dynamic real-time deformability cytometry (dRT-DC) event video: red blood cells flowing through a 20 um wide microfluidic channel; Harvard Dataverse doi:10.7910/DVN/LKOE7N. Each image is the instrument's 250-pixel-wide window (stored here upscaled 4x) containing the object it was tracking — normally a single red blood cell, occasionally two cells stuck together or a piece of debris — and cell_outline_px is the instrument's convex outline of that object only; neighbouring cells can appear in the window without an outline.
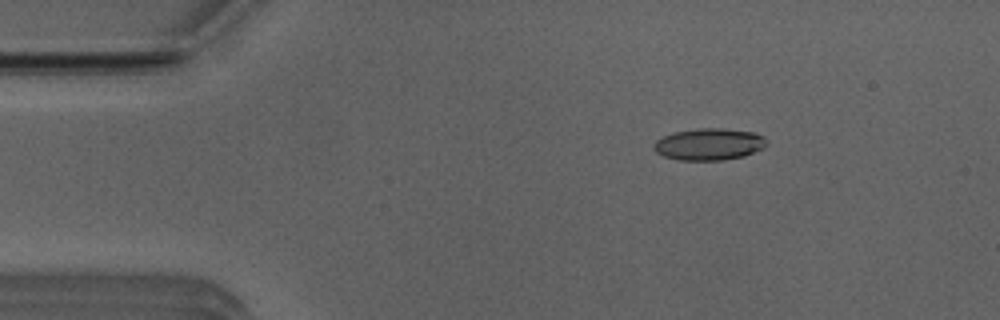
{"species": "Egyptian fruit bat (a non-hibernating species)", "species_latin": "Rousettus aegyptiacus", "temperature_condition": "room temperature", "stored_images_in_passage": 51, "camera_frame_rate_fps": 3000, "um_per_image_px": 0.085, "animal": {"sex": "male"}, "frame": {"image": 1, "passage_image": 8, "time_ms": 2.333, "image_size_px": [1000, 320], "cell_outline_px": [[768, 144], [764, 148], [744, 156], [720, 160], [680, 160], [664, 156], [656, 152], [652, 148], [652, 144], [656, 140], [672, 132], [700, 128], [724, 128], [756, 132], [764, 136], [768, 140]], "centroid_in_image_um": [60.3, 12.25], "position_along_channel_um": 24.7, "area_um2": 21.21}}
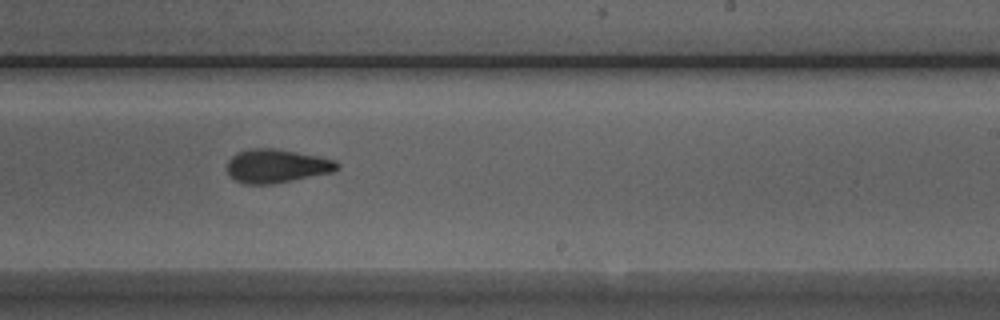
{"frame": {"image": 2, "passage_image": 31, "time_ms": 10.0, "image_size_px": [1000, 320], "cell_outline_px": [[340, 168], [332, 172], [272, 184], [244, 184], [236, 180], [228, 172], [228, 160], [232, 156], [240, 152], [252, 148], [272, 148], [320, 156], [336, 160], [340, 164]], "centroid_in_image_um": [23.55, 14.11], "position_along_channel_um": 265.4, "area_um2": 21.39}}
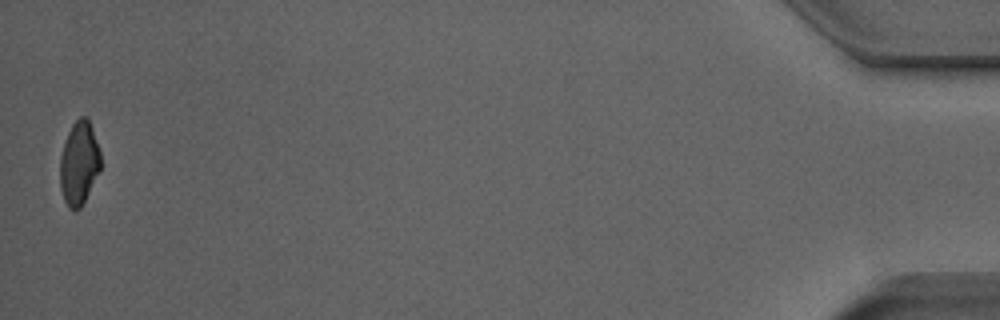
{"frame": {"image": 3, "passage_image": 51, "time_ms": 16.667, "image_size_px": [1000, 320], "cell_outline_px": [[100, 172], [80, 208], [76, 212], [68, 208], [64, 200], [60, 188], [60, 156], [68, 132], [72, 124], [80, 116], [84, 116], [88, 120], [92, 128], [100, 152]], "centroid_in_image_um": [6.71, 13.9], "position_along_channel_um": 428.5, "area_um2": 19.77}, "authors_computed_cell_mechanics": {"area_um2": 20.9814, "velocity_mm_per_s": 3.9671, "shape_relaxation_time_tau1_ms": 4.5215, "shape_relaxation_time_tau2_ms": 2.9164, "deformation_change_tau1": 0.1476, "deformation_change_tau2": 0.0852}}